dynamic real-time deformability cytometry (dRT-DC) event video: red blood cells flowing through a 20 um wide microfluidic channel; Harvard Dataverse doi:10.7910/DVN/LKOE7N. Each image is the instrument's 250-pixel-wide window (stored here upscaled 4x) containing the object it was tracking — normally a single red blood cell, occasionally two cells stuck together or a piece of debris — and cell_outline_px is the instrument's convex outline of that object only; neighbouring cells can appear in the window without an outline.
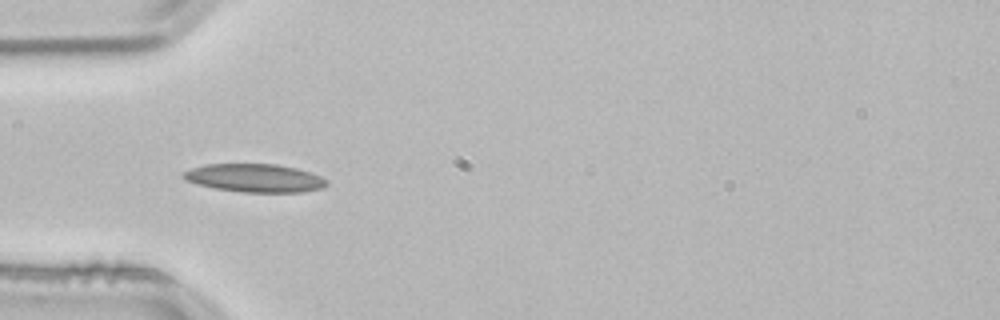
{"species": "common noctule bat (a hibernating species)", "species_latin": "Nyctalus noctula", "temperature_condition": "room temperature", "stored_images_in_passage": 18, "camera_frame_rate_fps": 3000, "um_per_image_px": 0.085, "animal": {"sex": "male", "body_mass_g": 21.5, "forearm_length_mm": 52.0}, "frame": {"image": 1, "passage_image": 3, "time_ms": 0.667, "image_size_px": [1000, 320], "cell_outline_px": [[328, 184], [324, 188], [300, 192], [244, 192], [216, 188], [196, 184], [184, 180], [180, 176], [180, 172], [204, 164], [276, 164], [296, 168], [320, 176], [328, 180]], "centroid_in_image_um": [21.61, 15.13], "position_along_channel_um": 63.4, "area_um2": 23.7}}
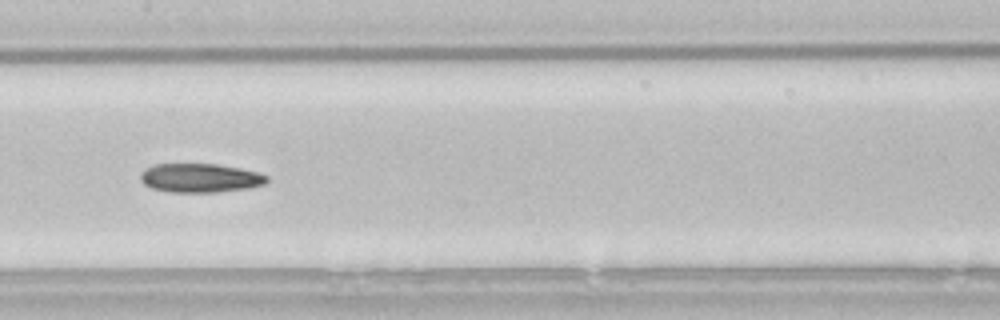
{"frame": {"image": 2, "passage_image": 13, "time_ms": 4.0, "image_size_px": [1000, 320], "cell_outline_px": [[268, 180], [264, 184], [248, 188], [216, 192], [168, 192], [152, 188], [144, 184], [140, 180], [140, 172], [144, 168], [152, 164], [216, 164], [240, 168], [260, 172], [268, 176]], "centroid_in_image_um": [16.99, 15.12], "position_along_channel_um": 190.4, "area_um2": 21.5}}
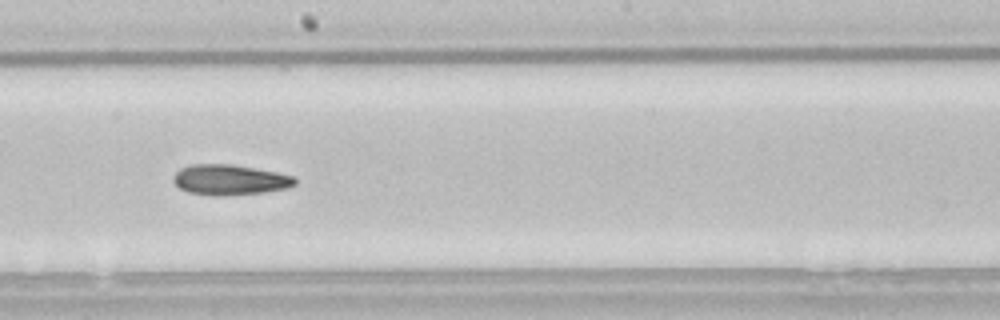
{"frame": {"image": 3, "passage_image": 16, "time_ms": 5.0, "image_size_px": [1000, 320], "cell_outline_px": [[296, 184], [288, 188], [264, 192], [224, 196], [212, 196], [188, 192], [180, 188], [172, 180], [172, 176], [180, 168], [188, 164], [232, 164], [276, 172], [292, 176], [296, 180]], "centroid_in_image_um": [19.49, 15.28], "position_along_channel_um": 228.7, "area_um2": 21.68}}